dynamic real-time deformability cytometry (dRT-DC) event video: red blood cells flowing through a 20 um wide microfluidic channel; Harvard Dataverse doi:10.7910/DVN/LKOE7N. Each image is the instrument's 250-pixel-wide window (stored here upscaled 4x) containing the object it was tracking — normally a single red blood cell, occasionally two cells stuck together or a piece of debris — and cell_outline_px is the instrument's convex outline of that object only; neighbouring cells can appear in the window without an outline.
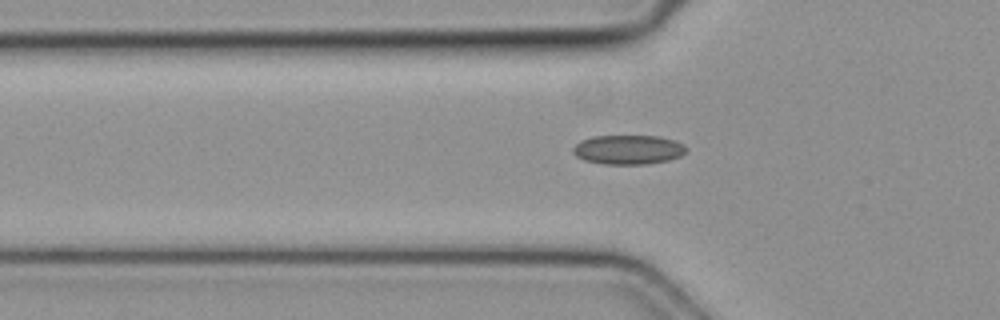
{"species": "common noctule bat (a hibernating species)", "species_latin": "Nyctalus noctula", "temperature_condition": "cold", "stored_images_in_passage": 42, "camera_frame_rate_fps": 3000, "um_per_image_px": 0.085, "animal": {"sex": "female", "body_mass_g": 19.3, "forearm_length_mm": 54.1}, "frame": {"image": 1, "passage_image": 10, "time_ms": 3.0, "image_size_px": [1000, 320], "cell_outline_px": [[688, 148], [680, 156], [668, 160], [648, 164], [604, 164], [584, 160], [576, 156], [572, 152], [572, 148], [580, 140], [592, 136], [660, 136], [676, 140], [684, 144]], "centroid_in_image_um": [53.4, 12.71], "position_along_channel_um": 72.4, "area_um2": 19.54}}
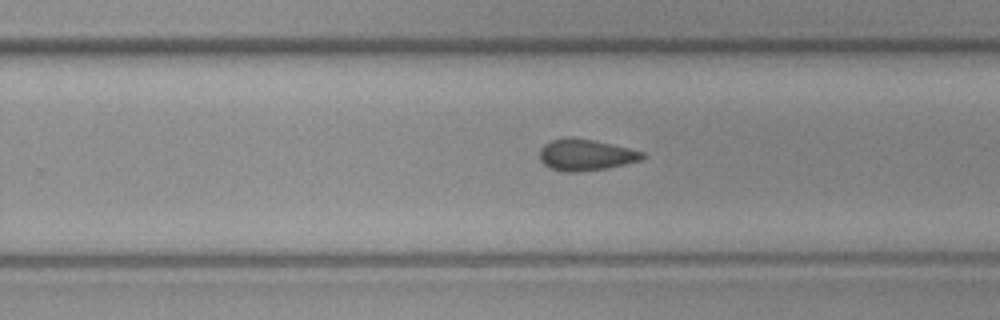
{"frame": {"image": 2, "passage_image": 26, "time_ms": 8.333, "image_size_px": [1000, 320], "cell_outline_px": [[644, 156], [640, 160], [608, 168], [576, 172], [564, 172], [548, 168], [540, 160], [540, 148], [544, 144], [552, 140], [564, 136], [592, 140], [628, 148], [644, 152]], "centroid_in_image_um": [49.73, 13.17], "position_along_channel_um": 280.1, "area_um2": 18.73}}
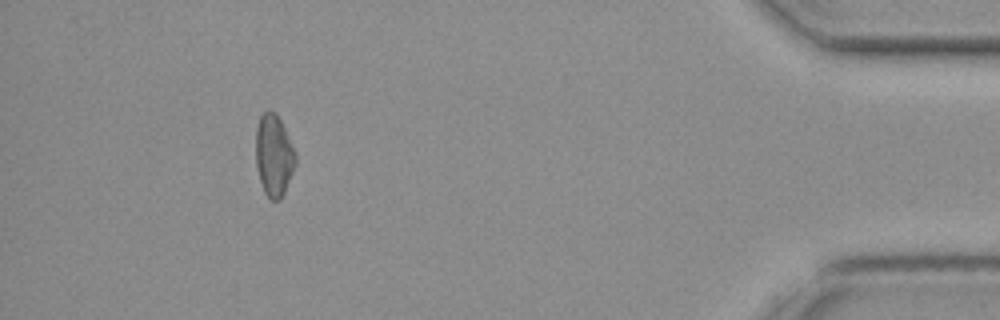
{"frame": {"image": 3, "passage_image": 41, "time_ms": 13.333, "image_size_px": [1000, 320], "cell_outline_px": [[296, 164], [284, 192], [280, 200], [268, 200], [264, 192], [260, 180], [256, 164], [256, 128], [260, 116], [268, 108], [276, 112], [296, 152]], "centroid_in_image_um": [23.27, 13.2], "position_along_channel_um": 411.9, "area_um2": 19.02}}